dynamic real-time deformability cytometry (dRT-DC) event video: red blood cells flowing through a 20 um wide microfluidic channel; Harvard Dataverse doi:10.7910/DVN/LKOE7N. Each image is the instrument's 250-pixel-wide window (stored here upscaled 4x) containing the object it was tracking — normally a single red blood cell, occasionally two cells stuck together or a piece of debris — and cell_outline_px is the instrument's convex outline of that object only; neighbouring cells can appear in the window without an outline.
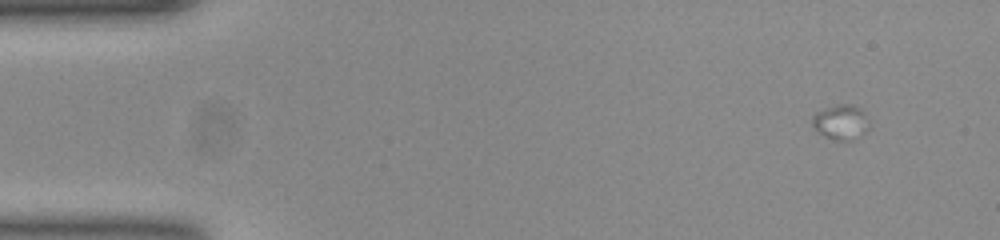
{"species": "common noctule bat (a hibernating species)", "species_latin": "Nyctalus noctula", "temperature_condition": "room temperature", "stored_images_in_passage": 46, "camera_frame_rate_fps": 3000, "um_per_image_px": 0.085, "animal": {"sex": "female", "body_mass_g": 23.0, "forearm_length_mm": 53.4}, "frame": {"image": 1, "passage_image": 1, "time_ms": 0.0, "image_size_px": [1000, 240], "cell_outline_px": [[868, 128], [864, 132], [852, 140], [840, 140], [828, 136], [820, 132], [812, 124], [812, 116], [816, 112], [840, 104], [852, 104], [860, 108], [868, 120]], "centroid_in_image_um": [71.49, 10.36], "position_along_channel_um": 13.5, "area_um2": 11.04}}